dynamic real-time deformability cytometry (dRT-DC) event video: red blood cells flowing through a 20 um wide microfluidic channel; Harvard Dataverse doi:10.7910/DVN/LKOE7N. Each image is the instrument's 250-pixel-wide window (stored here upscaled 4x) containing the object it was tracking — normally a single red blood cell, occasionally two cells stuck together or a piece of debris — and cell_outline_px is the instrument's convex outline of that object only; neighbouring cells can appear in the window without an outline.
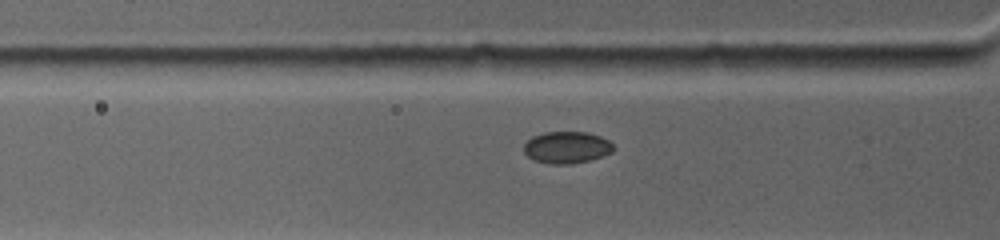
{"species": "common noctule bat (a hibernating species)", "species_latin": "Nyctalus noctula", "temperature_condition": "warm", "stored_images_in_passage": 16, "camera_frame_rate_fps": 4500, "um_per_image_px": 0.085, "animal": {"sex": "female", "body_mass_g": 19.0, "forearm_length_mm": 53.3}, "frame": {"image": 1, "passage_image": 2, "time_ms": 0.222, "image_size_px": [1000, 240], "cell_outline_px": [[616, 148], [612, 152], [588, 160], [572, 164], [552, 164], [536, 160], [528, 156], [524, 152], [524, 144], [532, 136], [544, 132], [588, 132], [600, 136], [608, 140]], "centroid_in_image_um": [48.18, 12.52], "position_along_channel_um": 77.6, "area_um2": 16.53}}
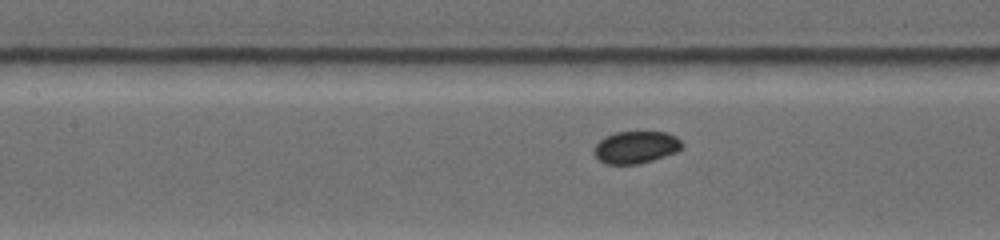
{"frame": {"image": 2, "passage_image": 10, "time_ms": 2.222, "image_size_px": [1000, 240], "cell_outline_px": [[684, 148], [676, 152], [652, 160], [636, 164], [604, 164], [592, 152], [596, 144], [604, 136], [616, 132], [668, 132], [676, 136], [684, 144]], "centroid_in_image_um": [54.06, 12.51], "position_along_channel_um": 153.3, "area_um2": 16.65}}
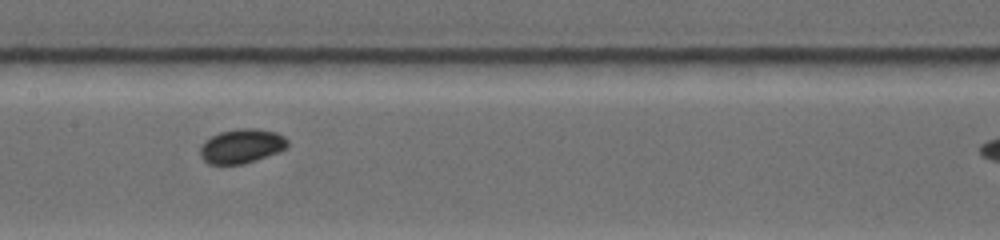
{"frame": {"image": 3, "passage_image": 14, "time_ms": 3.111, "image_size_px": [1000, 240], "cell_outline_px": [[288, 148], [280, 152], [244, 164], [208, 164], [200, 156], [200, 144], [204, 140], [220, 132], [240, 128], [256, 128], [276, 132], [284, 136], [288, 140]], "centroid_in_image_um": [20.55, 12.42], "position_along_channel_um": 186.9, "area_um2": 17.74}}